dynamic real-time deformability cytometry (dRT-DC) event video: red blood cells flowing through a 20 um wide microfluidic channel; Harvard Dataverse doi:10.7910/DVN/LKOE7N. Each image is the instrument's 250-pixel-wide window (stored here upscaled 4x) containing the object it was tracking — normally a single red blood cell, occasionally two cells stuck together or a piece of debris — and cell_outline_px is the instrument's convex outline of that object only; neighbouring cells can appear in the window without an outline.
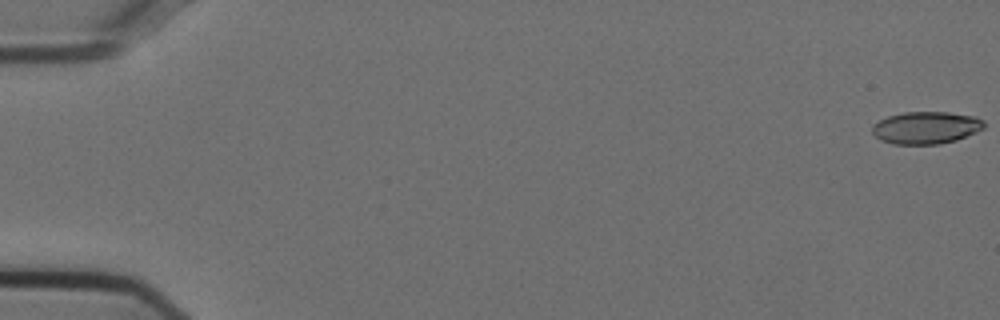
{"species": "Egyptian fruit bat (a non-hibernating species)", "species_latin": "Rousettus aegyptiacus", "temperature_condition": "cold", "stored_images_in_passage": 55, "camera_frame_rate_fps": 3000, "um_per_image_px": 0.085, "animal": {"sex": "female"}, "frame": {"image": 1, "passage_image": 1, "time_ms": 0.0, "image_size_px": [1000, 320], "cell_outline_px": [[984, 128], [976, 132], [956, 140], [940, 144], [892, 144], [880, 140], [872, 132], [872, 124], [888, 116], [904, 112], [948, 112], [976, 116], [984, 120]], "centroid_in_image_um": [78.71, 10.85], "position_along_channel_um": 6.3, "area_um2": 21.15}}
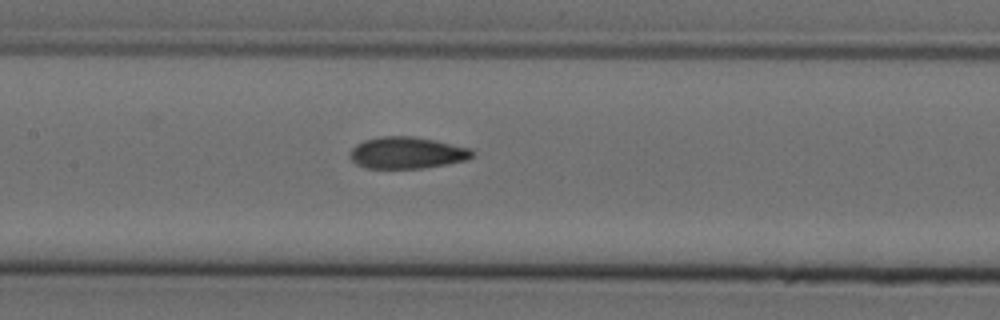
{"frame": {"image": 2, "passage_image": 27, "time_ms": 8.667, "image_size_px": [1000, 320], "cell_outline_px": [[476, 152], [472, 156], [464, 160], [444, 164], [420, 168], [364, 168], [356, 164], [352, 160], [352, 148], [356, 144], [364, 140], [380, 136], [412, 136], [436, 140], [472, 148]], "centroid_in_image_um": [34.61, 12.97], "position_along_channel_um": 172.8, "area_um2": 22.48}}
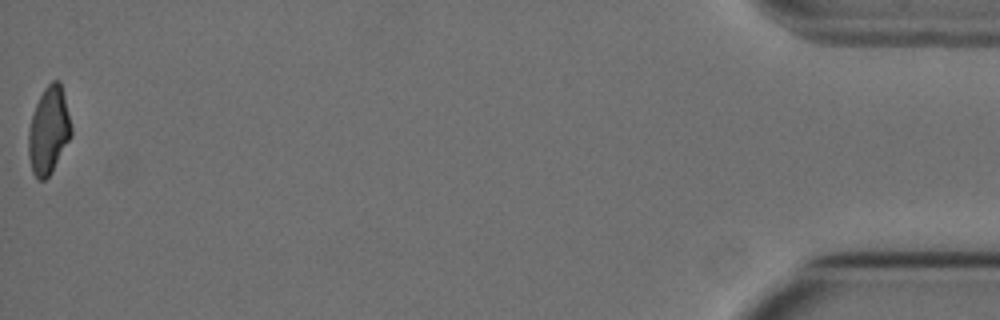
{"frame": {"image": 3, "passage_image": 55, "time_ms": 18.0, "image_size_px": [1000, 320], "cell_outline_px": [[72, 136], [52, 172], [44, 180], [36, 180], [32, 172], [28, 156], [28, 132], [32, 116], [36, 104], [44, 88], [52, 80], [60, 80], [72, 128]], "centroid_in_image_um": [4.14, 11.12], "position_along_channel_um": 431.1, "area_um2": 21.85}, "authors_computed_cell_mechanics": {"area_um2": 22.3108, "velocity_mm_per_s": 3.7673, "shape_relaxation_time_tau1_ms": 6.1577, "shape_relaxation_time_tau2_ms": 1.7152, "deformation_change_tau1": 0.1761, "deformation_change_tau2": 0.0689}}